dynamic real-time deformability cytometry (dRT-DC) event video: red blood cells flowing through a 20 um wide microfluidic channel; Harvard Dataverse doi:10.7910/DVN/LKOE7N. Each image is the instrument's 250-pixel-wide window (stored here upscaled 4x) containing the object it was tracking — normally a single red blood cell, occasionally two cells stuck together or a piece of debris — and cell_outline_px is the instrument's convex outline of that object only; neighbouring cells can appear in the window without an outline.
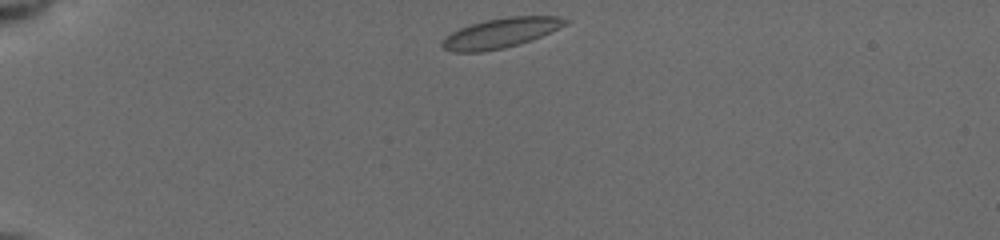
{"species": "common noctule bat (a hibernating species)", "species_latin": "Nyctalus noctula", "temperature_condition": "cold", "stored_images_in_passage": 42, "camera_frame_rate_fps": 3000, "um_per_image_px": 0.085, "animal": {"sex": "female", "body_mass_g": 19.5, "forearm_length_mm": 54.1}, "frame": {"image": 1, "passage_image": 1, "time_ms": 0.0, "image_size_px": [1000, 240], "cell_outline_px": [[572, 20], [532, 40], [520, 44], [504, 48], [480, 52], [452, 52], [444, 48], [440, 44], [452, 32], [460, 28], [484, 20], [508, 16], [560, 16]], "centroid_in_image_um": [42.56, 2.8], "position_along_channel_um": 42.4, "area_um2": 21.15}}
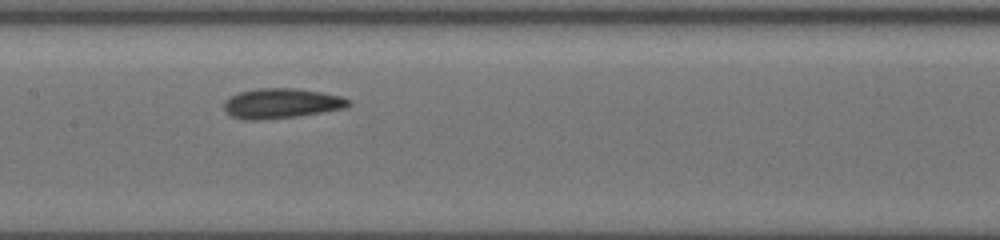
{"frame": {"image": 2, "passage_image": 20, "time_ms": 5.0, "image_size_px": [1000, 240], "cell_outline_px": [[352, 104], [344, 108], [296, 116], [264, 120], [244, 120], [232, 116], [224, 108], [224, 104], [228, 96], [240, 92], [256, 88], [292, 88], [320, 92], [340, 96], [352, 100]], "centroid_in_image_um": [23.9, 8.78], "position_along_channel_um": 183.5, "area_um2": 21.68}}
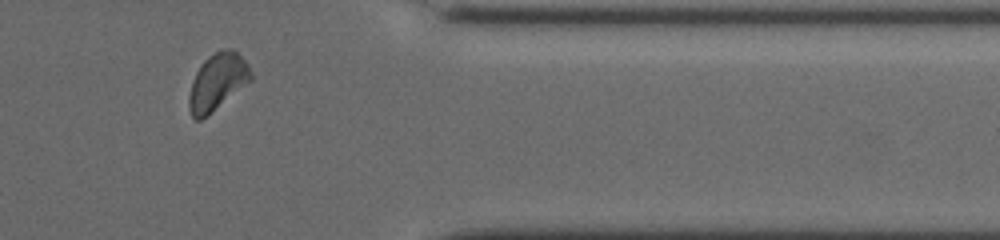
{"frame": {"image": 3, "passage_image": 35, "time_ms": 10.667, "image_size_px": [1000, 240], "cell_outline_px": [[252, 80], [200, 120], [196, 120], [192, 116], [188, 108], [188, 96], [192, 80], [200, 64], [208, 56], [220, 48], [232, 48], [248, 64], [252, 72]], "centroid_in_image_um": [18.46, 6.92], "position_along_channel_um": 392.9, "area_um2": 20.4}, "authors_computed_cell_mechanics": {"area_um2": 20.6346, "velocity_mm_per_s": 3.8805, "shape_relaxation_time_tau1_ms": 2.2634, "shape_relaxation_time_tau2_ms": 1.025, "deformation_change_tau1": 0.1054, "deformation_change_tau2": 0.0666}}